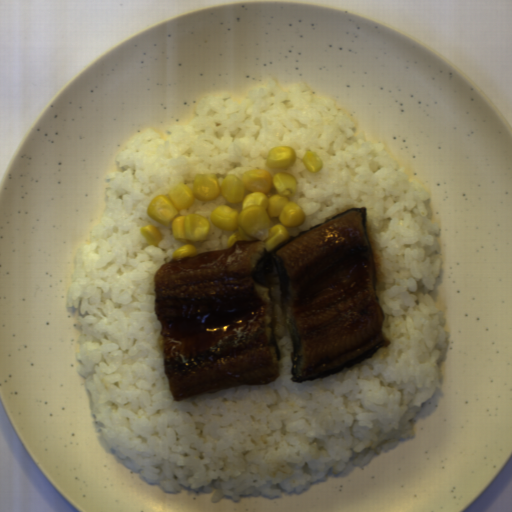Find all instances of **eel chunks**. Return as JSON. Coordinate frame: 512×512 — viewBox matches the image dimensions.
I'll return each instance as SVG.
<instances>
[{"label": "eel chunks", "instance_id": "1", "mask_svg": "<svg viewBox=\"0 0 512 512\" xmlns=\"http://www.w3.org/2000/svg\"><path fill=\"white\" fill-rule=\"evenodd\" d=\"M154 281L157 340L175 401L276 381L280 350L262 241L173 258Z\"/></svg>", "mask_w": 512, "mask_h": 512}, {"label": "eel chunks", "instance_id": "2", "mask_svg": "<svg viewBox=\"0 0 512 512\" xmlns=\"http://www.w3.org/2000/svg\"><path fill=\"white\" fill-rule=\"evenodd\" d=\"M295 383L329 377L389 347L366 207L347 209L272 251Z\"/></svg>", "mask_w": 512, "mask_h": 512}]
</instances>
